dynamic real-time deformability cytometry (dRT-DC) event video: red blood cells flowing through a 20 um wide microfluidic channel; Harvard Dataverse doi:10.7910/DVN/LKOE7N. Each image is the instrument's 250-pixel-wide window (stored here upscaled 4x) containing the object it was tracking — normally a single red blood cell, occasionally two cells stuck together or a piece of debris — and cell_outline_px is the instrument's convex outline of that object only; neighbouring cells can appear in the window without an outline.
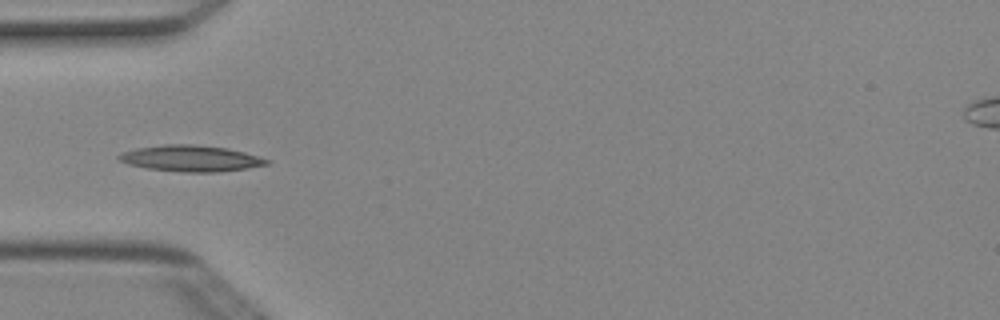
{"species": "Egyptian fruit bat (a non-hibernating species)", "species_latin": "Rousettus aegyptiacus", "temperature_condition": "cold", "stored_images_in_passage": 5, "camera_frame_rate_fps": 3000, "um_per_image_px": 0.085, "animal": {"sex": "female"}, "frame": {"image": 1, "passage_image": 5, "time_ms": 1.333, "image_size_px": [1000, 320], "cell_outline_px": [[272, 160], [268, 164], [248, 168], [216, 172], [184, 172], [148, 168], [128, 164], [120, 160], [116, 156], [120, 152], [136, 148], [164, 144], [192, 144], [228, 148], [244, 152]], "centroid_in_image_um": [16.22, 13.45], "position_along_channel_um": 68.8, "area_um2": 22.54}}